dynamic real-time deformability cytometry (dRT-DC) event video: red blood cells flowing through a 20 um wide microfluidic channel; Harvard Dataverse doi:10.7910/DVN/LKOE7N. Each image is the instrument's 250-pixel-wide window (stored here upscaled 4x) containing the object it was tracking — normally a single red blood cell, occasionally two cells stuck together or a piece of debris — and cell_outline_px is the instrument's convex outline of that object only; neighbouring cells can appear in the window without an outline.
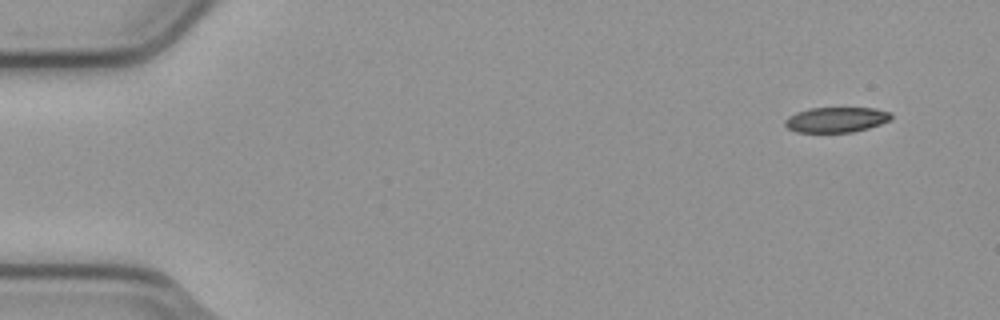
{"species": "common noctule bat (a hibernating species)", "species_latin": "Nyctalus noctula", "temperature_condition": "cold", "stored_images_in_passage": 8, "camera_frame_rate_fps": 3000, "um_per_image_px": 0.085, "animal": {"sex": "male", "body_mass_g": 23.1, "forearm_length_mm": 52.7}, "frame": {"image": 1, "passage_image": 1, "time_ms": 0.0, "image_size_px": [1000, 320], "cell_outline_px": [[892, 116], [888, 120], [880, 124], [868, 128], [852, 132], [796, 132], [788, 128], [784, 124], [784, 120], [788, 116], [796, 112], [812, 108], [876, 108], [892, 112]], "centroid_in_image_um": [71.07, 10.17], "position_along_channel_um": 13.9, "area_um2": 15.61}}
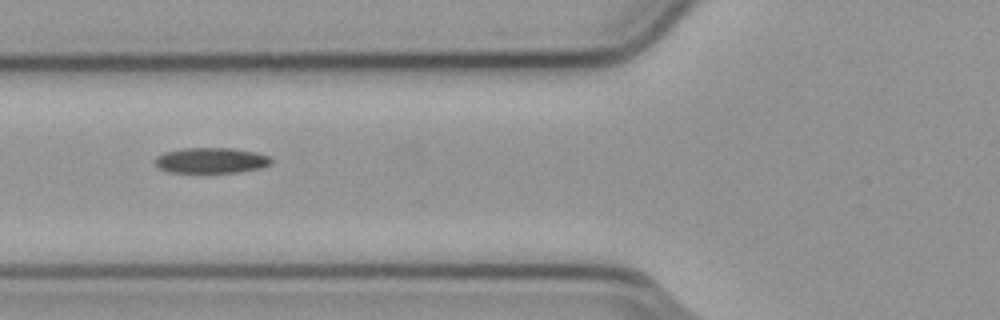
{"frame": {"image": 2, "passage_image": 6, "time_ms": 1.667, "image_size_px": [1000, 320], "cell_outline_px": [[272, 164], [260, 168], [240, 172], [168, 172], [160, 168], [156, 164], [156, 156], [164, 152], [184, 148], [232, 148], [256, 152], [272, 156]], "centroid_in_image_um": [18.0, 13.63], "position_along_channel_um": 107.8, "area_um2": 17.34}}
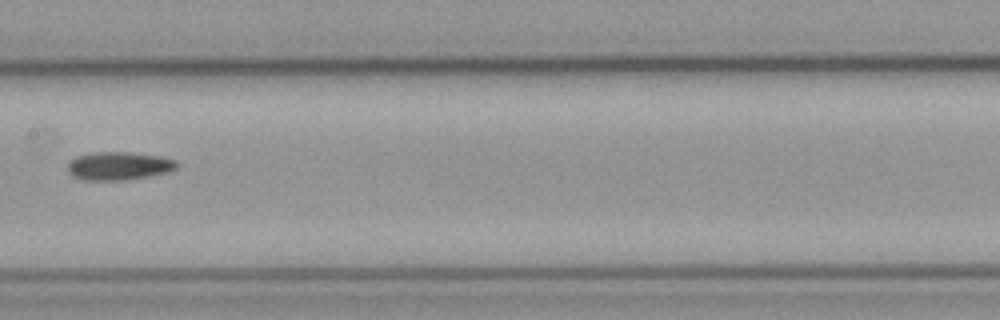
{"frame": {"image": 3, "passage_image": 8, "time_ms": 2.333, "image_size_px": [1000, 320], "cell_outline_px": [[180, 164], [176, 168], [168, 172], [148, 176], [124, 180], [84, 180], [72, 176], [68, 172], [68, 164], [76, 156], [92, 152], [128, 152], [160, 156], [176, 160]], "centroid_in_image_um": [10.1, 14.1], "position_along_channel_um": 197.3, "area_um2": 17.98}}